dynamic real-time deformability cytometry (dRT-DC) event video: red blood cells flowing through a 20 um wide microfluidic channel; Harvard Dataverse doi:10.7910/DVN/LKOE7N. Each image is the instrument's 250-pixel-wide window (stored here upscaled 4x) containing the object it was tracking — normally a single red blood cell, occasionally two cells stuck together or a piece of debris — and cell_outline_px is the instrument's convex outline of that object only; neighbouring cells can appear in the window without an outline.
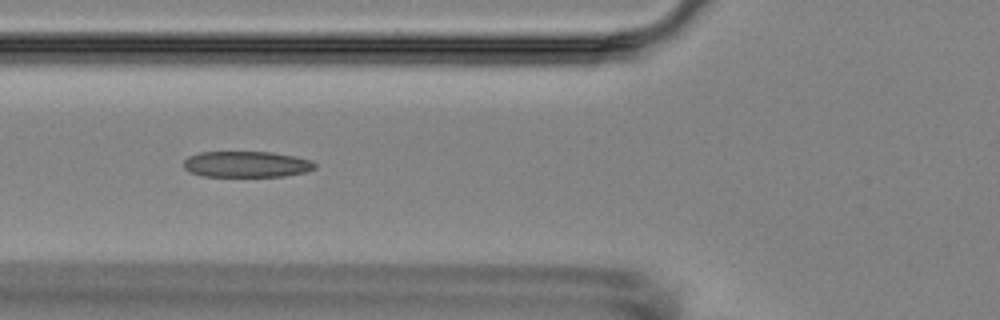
{"species": "Egyptian fruit bat (a non-hibernating species)", "species_latin": "Rousettus aegyptiacus", "temperature_condition": "room temperature", "stored_images_in_passage": 8, "camera_frame_rate_fps": 3000, "um_per_image_px": 0.085, "animal": {"sex": "female"}, "frame": {"image": 1, "passage_image": 5, "time_ms": 4.667, "image_size_px": [1000, 320], "cell_outline_px": [[316, 168], [304, 172], [284, 176], [200, 176], [184, 168], [184, 160], [188, 156], [200, 152], [272, 152], [312, 160], [316, 164]], "centroid_in_image_um": [20.95, 13.96], "position_along_channel_um": 104.9, "area_um2": 19.83}}
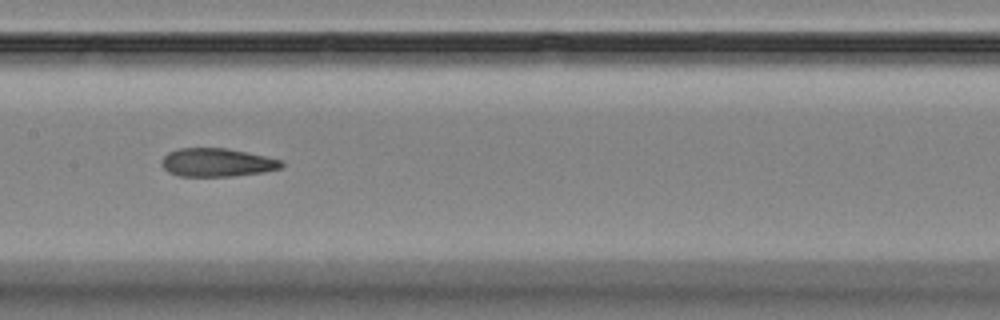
{"frame": {"image": 2, "passage_image": 7, "time_ms": 7.0, "image_size_px": [1000, 320], "cell_outline_px": [[284, 164], [280, 168], [264, 172], [232, 176], [180, 176], [168, 172], [164, 168], [164, 156], [168, 152], [180, 148], [224, 148], [264, 156], [280, 160]], "centroid_in_image_um": [18.44, 13.81], "position_along_channel_um": 189.0, "area_um2": 19.42}}
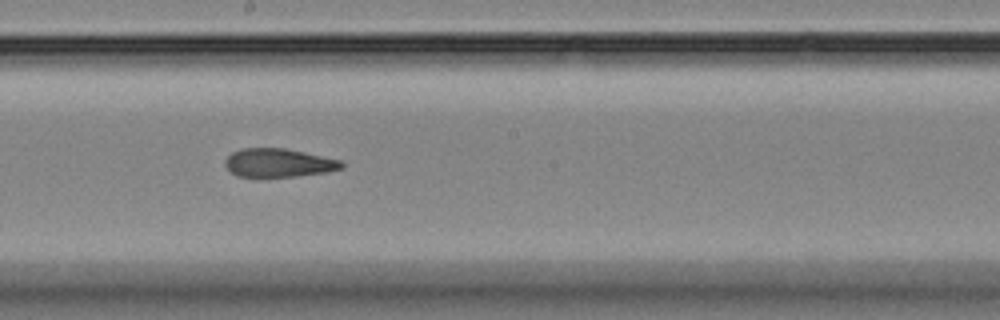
{"frame": {"image": 3, "passage_image": 8, "time_ms": 8.0, "image_size_px": [1000, 320], "cell_outline_px": [[344, 168], [328, 172], [296, 176], [236, 176], [224, 164], [224, 160], [232, 152], [240, 148], [284, 148], [304, 152], [340, 160], [344, 164]], "centroid_in_image_um": [23.68, 13.83], "position_along_channel_um": 224.5, "area_um2": 19.25}}